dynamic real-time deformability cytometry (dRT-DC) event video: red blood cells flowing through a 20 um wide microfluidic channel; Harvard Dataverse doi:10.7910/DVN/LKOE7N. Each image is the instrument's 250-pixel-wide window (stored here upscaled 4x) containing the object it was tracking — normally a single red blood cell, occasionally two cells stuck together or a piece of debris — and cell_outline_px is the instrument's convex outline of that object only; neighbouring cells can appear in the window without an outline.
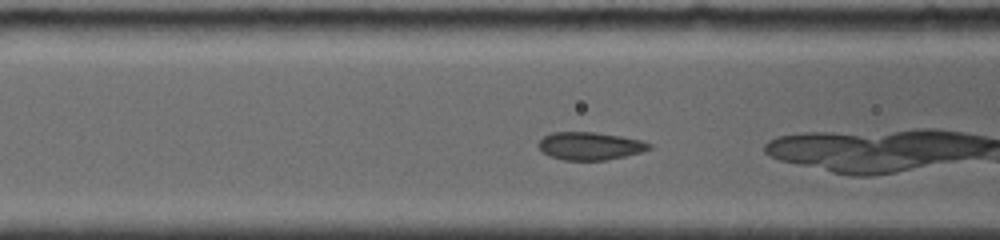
{"species": "common noctule bat (a hibernating species)", "species_latin": "Nyctalus noctula", "temperature_condition": "room temperature", "stored_images_in_passage": 6, "camera_frame_rate_fps": 4000, "um_per_image_px": 0.085, "animal": {"sex": "female", "body_mass_g": 19.0, "forearm_length_mm": 56.7}, "frame": {"image": 1, "passage_image": 4, "time_ms": 1.0, "image_size_px": [1000, 240], "cell_outline_px": [[652, 148], [640, 152], [624, 156], [604, 160], [564, 160], [548, 156], [536, 144], [544, 136], [552, 132], [596, 132], [620, 136], [640, 140], [652, 144]], "centroid_in_image_um": [50.12, 12.4], "position_along_channel_um": 116.5, "area_um2": 17.86}}